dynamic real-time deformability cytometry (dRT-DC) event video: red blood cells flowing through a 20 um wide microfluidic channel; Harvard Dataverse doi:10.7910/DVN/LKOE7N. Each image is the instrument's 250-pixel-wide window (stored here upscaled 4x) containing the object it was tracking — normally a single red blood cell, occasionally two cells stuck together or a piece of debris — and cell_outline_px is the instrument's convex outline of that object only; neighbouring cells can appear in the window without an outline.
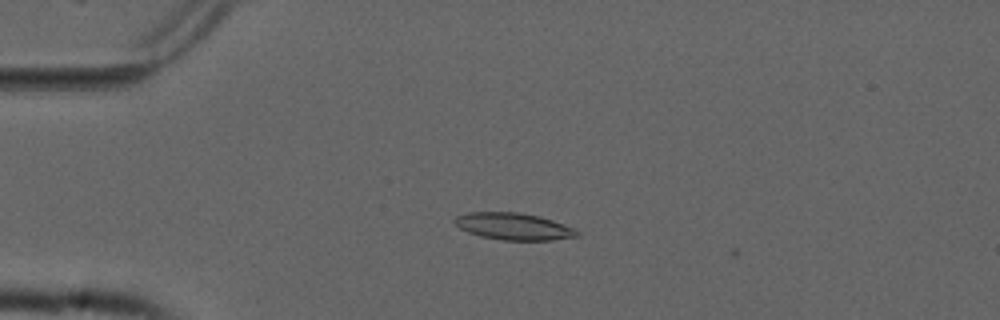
{"species": "common noctule bat (a hibernating species)", "species_latin": "Nyctalus noctula", "temperature_condition": "cold", "stored_images_in_passage": 6, "camera_frame_rate_fps": 3000, "um_per_image_px": 0.085, "animal": {"sex": "male", "forearm_length_mm": 52.5}, "frame": {"image": 1, "passage_image": 4, "time_ms": 1.0, "image_size_px": [1000, 320], "cell_outline_px": [[580, 236], [552, 240], [504, 240], [480, 236], [468, 232], [460, 228], [452, 220], [456, 216], [468, 212], [520, 212], [540, 216], [552, 220], [572, 228], [580, 232]], "centroid_in_image_um": [43.64, 19.24], "position_along_channel_um": 41.4, "area_um2": 19.19}}